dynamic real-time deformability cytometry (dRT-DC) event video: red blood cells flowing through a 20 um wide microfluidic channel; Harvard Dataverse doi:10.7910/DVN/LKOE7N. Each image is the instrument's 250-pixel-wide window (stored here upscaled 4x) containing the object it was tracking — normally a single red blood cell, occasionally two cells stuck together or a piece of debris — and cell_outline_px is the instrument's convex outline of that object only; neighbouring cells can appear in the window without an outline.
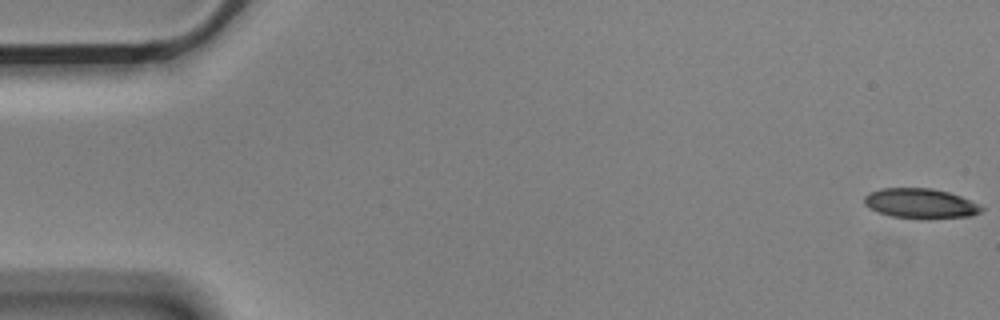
{"species": "Egyptian fruit bat (a non-hibernating species)", "species_latin": "Rousettus aegyptiacus", "temperature_condition": "cold", "stored_images_in_passage": 4, "camera_frame_rate_fps": 3000, "um_per_image_px": 0.085, "animal": {"sex": "male"}, "frame": {"image": 1, "passage_image": 1, "time_ms": 0.0, "image_size_px": [1000, 320], "cell_outline_px": [[984, 208], [980, 212], [972, 216], [928, 220], [920, 220], [888, 216], [868, 208], [864, 204], [864, 196], [868, 192], [884, 188], [932, 188], [948, 192], [960, 196], [980, 204]], "centroid_in_image_um": [78.23, 17.32], "position_along_channel_um": 6.8, "area_um2": 21.04}}
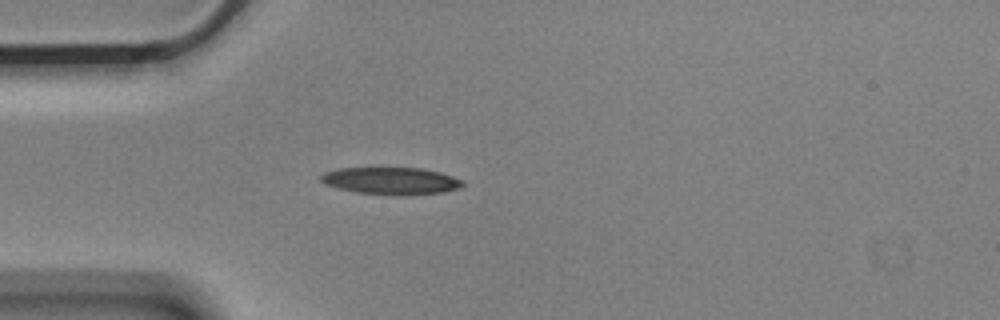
{"frame": {"image": 2, "passage_image": 4, "time_ms": 1.0, "image_size_px": [1000, 320], "cell_outline_px": [[464, 184], [460, 188], [444, 192], [356, 192], [324, 184], [320, 180], [320, 176], [324, 172], [340, 168], [420, 168], [440, 172], [464, 180]], "centroid_in_image_um": [33.22, 15.31], "position_along_channel_um": 51.8, "area_um2": 21.27}}